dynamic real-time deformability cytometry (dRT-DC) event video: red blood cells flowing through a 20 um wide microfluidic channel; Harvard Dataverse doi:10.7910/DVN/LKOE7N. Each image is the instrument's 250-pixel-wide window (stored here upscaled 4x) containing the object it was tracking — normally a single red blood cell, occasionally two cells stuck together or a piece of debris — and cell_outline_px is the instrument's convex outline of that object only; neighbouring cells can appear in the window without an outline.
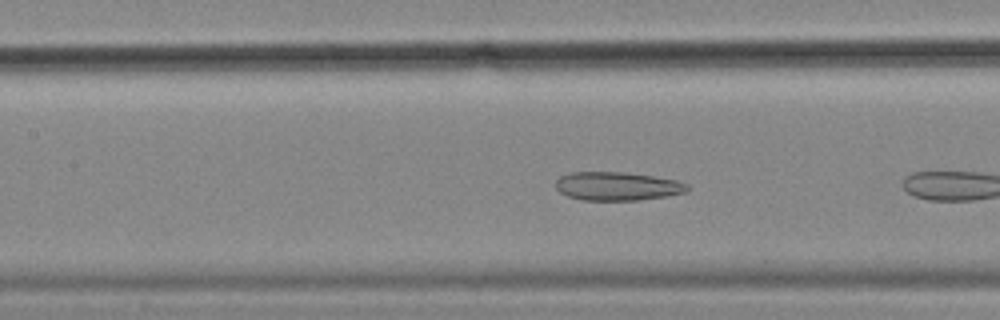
{"species": "common noctule bat (a hibernating species)", "species_latin": "Nyctalus noctula", "temperature_condition": "cold", "stored_images_in_passage": 9, "camera_frame_rate_fps": 3000, "um_per_image_px": 0.085, "animal": {"sex": "female", "body_mass_g": 18.4}, "frame": {"image": 1, "passage_image": 8, "time_ms": 2.333, "image_size_px": [1000, 320], "cell_outline_px": [[692, 188], [688, 192], [664, 196], [636, 200], [580, 200], [568, 196], [560, 192], [556, 188], [556, 180], [560, 176], [572, 172], [624, 172], [652, 176], [676, 180], [688, 184]], "centroid_in_image_um": [52.48, 15.82], "position_along_channel_um": 154.9, "area_um2": 21.91}}